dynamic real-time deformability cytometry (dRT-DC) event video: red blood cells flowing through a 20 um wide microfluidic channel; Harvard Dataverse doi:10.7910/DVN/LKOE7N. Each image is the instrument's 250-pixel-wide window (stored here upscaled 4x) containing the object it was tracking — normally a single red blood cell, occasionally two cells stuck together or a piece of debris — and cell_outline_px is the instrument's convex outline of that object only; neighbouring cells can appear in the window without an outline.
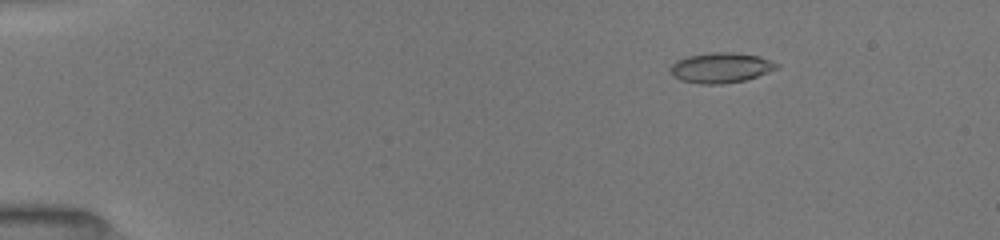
{"species": "common noctule bat (a hibernating species)", "species_latin": "Nyctalus noctula", "temperature_condition": "room temperature", "stored_images_in_passage": 44, "camera_frame_rate_fps": 3000, "um_per_image_px": 0.085, "animal": {"sex": "female", "body_mass_g": 19.5, "forearm_length_mm": 54.1}, "frame": {"image": 1, "passage_image": 5, "time_ms": 2.333, "image_size_px": [1000, 240], "cell_outline_px": [[780, 68], [744, 80], [720, 84], [700, 84], [680, 80], [672, 76], [672, 64], [676, 60], [688, 56], [712, 52], [732, 52], [760, 56], [780, 64]], "centroid_in_image_um": [61.29, 5.75], "position_along_channel_um": 23.7, "area_um2": 18.67}}
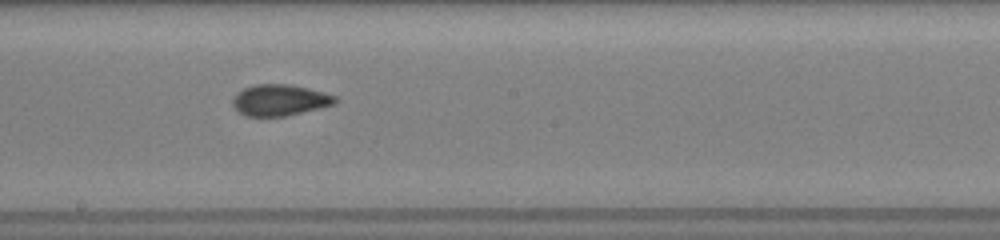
{"frame": {"image": 2, "passage_image": 26, "time_ms": 9.667, "image_size_px": [1000, 240], "cell_outline_px": [[336, 104], [320, 108], [284, 116], [244, 116], [232, 104], [232, 96], [236, 92], [244, 88], [256, 84], [288, 84], [308, 88], [324, 92], [336, 96]], "centroid_in_image_um": [23.76, 8.5], "position_along_channel_um": 224.4, "area_um2": 18.67}}
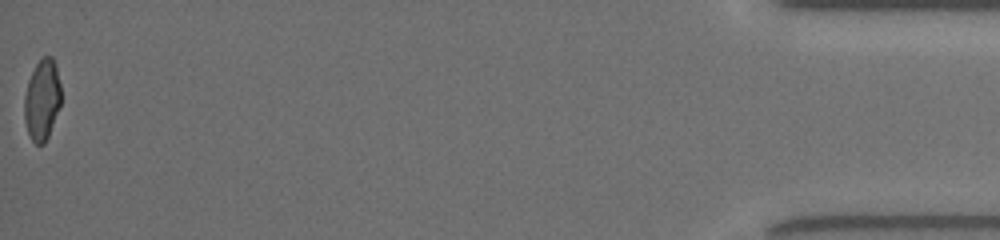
{"frame": {"image": 3, "passage_image": 44, "time_ms": 17.0, "image_size_px": [1000, 240], "cell_outline_px": [[60, 104], [48, 136], [44, 144], [36, 144], [32, 140], [28, 132], [24, 120], [24, 96], [28, 80], [36, 64], [44, 56], [52, 56], [56, 64], [60, 84]], "centroid_in_image_um": [3.57, 8.47], "position_along_channel_um": 431.6, "area_um2": 17.17}, "authors_computed_cell_mechanics": {"area_um2": 18.4093, "velocity_mm_per_s": 4.0322, "shape_relaxation_time_tau1_ms": 7.7706, "shape_relaxation_time_tau2_ms": 1.3086, "deformation_change_tau1": 0.2053, "deformation_change_tau2": 0.0534}}